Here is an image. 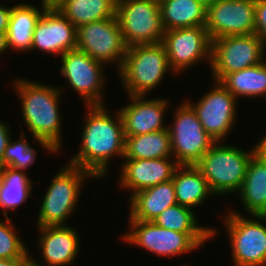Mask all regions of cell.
<instances>
[{"mask_svg": "<svg viewBox=\"0 0 266 266\" xmlns=\"http://www.w3.org/2000/svg\"><path fill=\"white\" fill-rule=\"evenodd\" d=\"M168 70L166 48L162 43L127 47L119 78L128 96H146L162 82Z\"/></svg>", "mask_w": 266, "mask_h": 266, "instance_id": "3957f363", "label": "cell"}, {"mask_svg": "<svg viewBox=\"0 0 266 266\" xmlns=\"http://www.w3.org/2000/svg\"><path fill=\"white\" fill-rule=\"evenodd\" d=\"M177 203L191 209L213 197L207 180L195 165H179L173 175Z\"/></svg>", "mask_w": 266, "mask_h": 266, "instance_id": "7402d4cb", "label": "cell"}, {"mask_svg": "<svg viewBox=\"0 0 266 266\" xmlns=\"http://www.w3.org/2000/svg\"><path fill=\"white\" fill-rule=\"evenodd\" d=\"M24 266H37V265H35L30 259H28L24 264Z\"/></svg>", "mask_w": 266, "mask_h": 266, "instance_id": "ab89813d", "label": "cell"}, {"mask_svg": "<svg viewBox=\"0 0 266 266\" xmlns=\"http://www.w3.org/2000/svg\"><path fill=\"white\" fill-rule=\"evenodd\" d=\"M238 194L249 215H266V162L256 153L248 163Z\"/></svg>", "mask_w": 266, "mask_h": 266, "instance_id": "44dd1931", "label": "cell"}, {"mask_svg": "<svg viewBox=\"0 0 266 266\" xmlns=\"http://www.w3.org/2000/svg\"><path fill=\"white\" fill-rule=\"evenodd\" d=\"M237 99L266 98V60L259 65L226 74L219 81Z\"/></svg>", "mask_w": 266, "mask_h": 266, "instance_id": "4316f807", "label": "cell"}, {"mask_svg": "<svg viewBox=\"0 0 266 266\" xmlns=\"http://www.w3.org/2000/svg\"><path fill=\"white\" fill-rule=\"evenodd\" d=\"M117 0H63L56 8L77 28L116 16Z\"/></svg>", "mask_w": 266, "mask_h": 266, "instance_id": "484cf974", "label": "cell"}, {"mask_svg": "<svg viewBox=\"0 0 266 266\" xmlns=\"http://www.w3.org/2000/svg\"><path fill=\"white\" fill-rule=\"evenodd\" d=\"M159 9L165 31L206 24L207 6L201 0H166Z\"/></svg>", "mask_w": 266, "mask_h": 266, "instance_id": "cb8c5ba5", "label": "cell"}, {"mask_svg": "<svg viewBox=\"0 0 266 266\" xmlns=\"http://www.w3.org/2000/svg\"><path fill=\"white\" fill-rule=\"evenodd\" d=\"M12 220L5 216V221L0 220V259L28 260L29 249L17 235Z\"/></svg>", "mask_w": 266, "mask_h": 266, "instance_id": "4dcf8cb0", "label": "cell"}, {"mask_svg": "<svg viewBox=\"0 0 266 266\" xmlns=\"http://www.w3.org/2000/svg\"><path fill=\"white\" fill-rule=\"evenodd\" d=\"M129 222L130 231L122 235V241L162 257H174L195 251L212 238V233H180L164 229L153 221Z\"/></svg>", "mask_w": 266, "mask_h": 266, "instance_id": "8992f818", "label": "cell"}, {"mask_svg": "<svg viewBox=\"0 0 266 266\" xmlns=\"http://www.w3.org/2000/svg\"><path fill=\"white\" fill-rule=\"evenodd\" d=\"M170 134L172 156L179 165H195L215 140L204 130L192 106L183 101L174 112Z\"/></svg>", "mask_w": 266, "mask_h": 266, "instance_id": "30bf717a", "label": "cell"}, {"mask_svg": "<svg viewBox=\"0 0 266 266\" xmlns=\"http://www.w3.org/2000/svg\"><path fill=\"white\" fill-rule=\"evenodd\" d=\"M7 50V34L6 32H0V54H4V52Z\"/></svg>", "mask_w": 266, "mask_h": 266, "instance_id": "8d00e7d4", "label": "cell"}, {"mask_svg": "<svg viewBox=\"0 0 266 266\" xmlns=\"http://www.w3.org/2000/svg\"><path fill=\"white\" fill-rule=\"evenodd\" d=\"M214 81L209 92L194 103L187 101L195 110L204 130L215 140L222 142L232 131L237 117V99L219 81ZM231 130V131H230Z\"/></svg>", "mask_w": 266, "mask_h": 266, "instance_id": "5bb4252c", "label": "cell"}, {"mask_svg": "<svg viewBox=\"0 0 266 266\" xmlns=\"http://www.w3.org/2000/svg\"><path fill=\"white\" fill-rule=\"evenodd\" d=\"M60 59L62 62V67L59 68L60 74L68 80L69 86L82 97L85 105L106 106L102 97L104 84H106L105 68H103L105 64L78 49L65 52Z\"/></svg>", "mask_w": 266, "mask_h": 266, "instance_id": "7c38bea8", "label": "cell"}, {"mask_svg": "<svg viewBox=\"0 0 266 266\" xmlns=\"http://www.w3.org/2000/svg\"><path fill=\"white\" fill-rule=\"evenodd\" d=\"M205 29L212 40L255 33V0H219L207 6Z\"/></svg>", "mask_w": 266, "mask_h": 266, "instance_id": "9a60e30c", "label": "cell"}, {"mask_svg": "<svg viewBox=\"0 0 266 266\" xmlns=\"http://www.w3.org/2000/svg\"><path fill=\"white\" fill-rule=\"evenodd\" d=\"M250 217L245 218L232 209L223 220L234 266H266V226L262 223L266 215Z\"/></svg>", "mask_w": 266, "mask_h": 266, "instance_id": "52a82bcc", "label": "cell"}, {"mask_svg": "<svg viewBox=\"0 0 266 266\" xmlns=\"http://www.w3.org/2000/svg\"><path fill=\"white\" fill-rule=\"evenodd\" d=\"M63 55L77 49V27L56 7L45 8L36 22L31 49Z\"/></svg>", "mask_w": 266, "mask_h": 266, "instance_id": "2e32d148", "label": "cell"}, {"mask_svg": "<svg viewBox=\"0 0 266 266\" xmlns=\"http://www.w3.org/2000/svg\"><path fill=\"white\" fill-rule=\"evenodd\" d=\"M25 173L23 170L0 167V209H5L4 217L9 216L8 209L16 211L31 194L33 182Z\"/></svg>", "mask_w": 266, "mask_h": 266, "instance_id": "83f0119b", "label": "cell"}, {"mask_svg": "<svg viewBox=\"0 0 266 266\" xmlns=\"http://www.w3.org/2000/svg\"><path fill=\"white\" fill-rule=\"evenodd\" d=\"M53 176L40 203L37 227L65 225L79 201L82 185L95 178L89 171L67 164ZM84 181V182H83Z\"/></svg>", "mask_w": 266, "mask_h": 266, "instance_id": "5b68a950", "label": "cell"}, {"mask_svg": "<svg viewBox=\"0 0 266 266\" xmlns=\"http://www.w3.org/2000/svg\"><path fill=\"white\" fill-rule=\"evenodd\" d=\"M27 260L0 259V266H24Z\"/></svg>", "mask_w": 266, "mask_h": 266, "instance_id": "d590c367", "label": "cell"}, {"mask_svg": "<svg viewBox=\"0 0 266 266\" xmlns=\"http://www.w3.org/2000/svg\"><path fill=\"white\" fill-rule=\"evenodd\" d=\"M172 156L169 130L125 136L124 159H159Z\"/></svg>", "mask_w": 266, "mask_h": 266, "instance_id": "d4e9b609", "label": "cell"}, {"mask_svg": "<svg viewBox=\"0 0 266 266\" xmlns=\"http://www.w3.org/2000/svg\"><path fill=\"white\" fill-rule=\"evenodd\" d=\"M63 0H42L40 5L45 6L46 8L57 7Z\"/></svg>", "mask_w": 266, "mask_h": 266, "instance_id": "74e56055", "label": "cell"}, {"mask_svg": "<svg viewBox=\"0 0 266 266\" xmlns=\"http://www.w3.org/2000/svg\"><path fill=\"white\" fill-rule=\"evenodd\" d=\"M152 2H155V3H158V4H161L162 2L166 1V0H150Z\"/></svg>", "mask_w": 266, "mask_h": 266, "instance_id": "60d3db41", "label": "cell"}, {"mask_svg": "<svg viewBox=\"0 0 266 266\" xmlns=\"http://www.w3.org/2000/svg\"><path fill=\"white\" fill-rule=\"evenodd\" d=\"M129 220L153 221L168 207L177 204L173 181L138 191L129 198Z\"/></svg>", "mask_w": 266, "mask_h": 266, "instance_id": "ffe728a7", "label": "cell"}, {"mask_svg": "<svg viewBox=\"0 0 266 266\" xmlns=\"http://www.w3.org/2000/svg\"><path fill=\"white\" fill-rule=\"evenodd\" d=\"M147 96H128L130 103L118 110L125 136H137L167 129L163 122L170 103L164 98L147 99ZM147 99V100H145Z\"/></svg>", "mask_w": 266, "mask_h": 266, "instance_id": "ac0fdd59", "label": "cell"}, {"mask_svg": "<svg viewBox=\"0 0 266 266\" xmlns=\"http://www.w3.org/2000/svg\"><path fill=\"white\" fill-rule=\"evenodd\" d=\"M265 51L263 41L255 33L212 40V80L220 81L226 74L259 65L266 59Z\"/></svg>", "mask_w": 266, "mask_h": 266, "instance_id": "ba28073f", "label": "cell"}, {"mask_svg": "<svg viewBox=\"0 0 266 266\" xmlns=\"http://www.w3.org/2000/svg\"><path fill=\"white\" fill-rule=\"evenodd\" d=\"M77 49L105 65L114 63L119 70L127 52V45L117 17L79 26Z\"/></svg>", "mask_w": 266, "mask_h": 266, "instance_id": "8fae6325", "label": "cell"}, {"mask_svg": "<svg viewBox=\"0 0 266 266\" xmlns=\"http://www.w3.org/2000/svg\"><path fill=\"white\" fill-rule=\"evenodd\" d=\"M193 210L177 203L164 210L153 222L164 229L180 233H212L213 238L218 230L213 227L199 225Z\"/></svg>", "mask_w": 266, "mask_h": 266, "instance_id": "f1b7e54d", "label": "cell"}, {"mask_svg": "<svg viewBox=\"0 0 266 266\" xmlns=\"http://www.w3.org/2000/svg\"><path fill=\"white\" fill-rule=\"evenodd\" d=\"M9 127L10 125L8 126V124L2 120L0 121V163L2 162L7 143L12 136Z\"/></svg>", "mask_w": 266, "mask_h": 266, "instance_id": "d6a6232c", "label": "cell"}, {"mask_svg": "<svg viewBox=\"0 0 266 266\" xmlns=\"http://www.w3.org/2000/svg\"><path fill=\"white\" fill-rule=\"evenodd\" d=\"M37 155V151L27 141V137L22 132L20 138L15 141L10 138L7 143L2 162L0 167H10L16 170H27L34 161Z\"/></svg>", "mask_w": 266, "mask_h": 266, "instance_id": "f546056e", "label": "cell"}, {"mask_svg": "<svg viewBox=\"0 0 266 266\" xmlns=\"http://www.w3.org/2000/svg\"><path fill=\"white\" fill-rule=\"evenodd\" d=\"M256 154L266 162V134L255 145Z\"/></svg>", "mask_w": 266, "mask_h": 266, "instance_id": "e575fe53", "label": "cell"}, {"mask_svg": "<svg viewBox=\"0 0 266 266\" xmlns=\"http://www.w3.org/2000/svg\"><path fill=\"white\" fill-rule=\"evenodd\" d=\"M162 44L166 48L171 72H184L186 68L209 61L211 66L212 41L205 26L177 28L165 31Z\"/></svg>", "mask_w": 266, "mask_h": 266, "instance_id": "4fadbf2b", "label": "cell"}, {"mask_svg": "<svg viewBox=\"0 0 266 266\" xmlns=\"http://www.w3.org/2000/svg\"><path fill=\"white\" fill-rule=\"evenodd\" d=\"M255 153V146L247 152L219 141L212 145L195 166L207 180L214 195L237 194L242 187L248 163Z\"/></svg>", "mask_w": 266, "mask_h": 266, "instance_id": "277c9868", "label": "cell"}, {"mask_svg": "<svg viewBox=\"0 0 266 266\" xmlns=\"http://www.w3.org/2000/svg\"><path fill=\"white\" fill-rule=\"evenodd\" d=\"M45 8L41 5L40 11L39 7L27 3L12 6L6 32L8 49L20 52L30 51L36 22Z\"/></svg>", "mask_w": 266, "mask_h": 266, "instance_id": "603a6c76", "label": "cell"}, {"mask_svg": "<svg viewBox=\"0 0 266 266\" xmlns=\"http://www.w3.org/2000/svg\"><path fill=\"white\" fill-rule=\"evenodd\" d=\"M116 17L127 47L162 43L165 30L158 3L117 0Z\"/></svg>", "mask_w": 266, "mask_h": 266, "instance_id": "9c48e42d", "label": "cell"}, {"mask_svg": "<svg viewBox=\"0 0 266 266\" xmlns=\"http://www.w3.org/2000/svg\"><path fill=\"white\" fill-rule=\"evenodd\" d=\"M255 34L266 47V0H255Z\"/></svg>", "mask_w": 266, "mask_h": 266, "instance_id": "1f68e13d", "label": "cell"}, {"mask_svg": "<svg viewBox=\"0 0 266 266\" xmlns=\"http://www.w3.org/2000/svg\"><path fill=\"white\" fill-rule=\"evenodd\" d=\"M11 8L0 5V32H7L11 16Z\"/></svg>", "mask_w": 266, "mask_h": 266, "instance_id": "836d02e7", "label": "cell"}, {"mask_svg": "<svg viewBox=\"0 0 266 266\" xmlns=\"http://www.w3.org/2000/svg\"><path fill=\"white\" fill-rule=\"evenodd\" d=\"M37 241L44 263L29 259L37 266H69L74 263L80 248V238L74 227L66 225L37 227ZM32 257V258H31ZM46 264V265H45Z\"/></svg>", "mask_w": 266, "mask_h": 266, "instance_id": "d6986e66", "label": "cell"}, {"mask_svg": "<svg viewBox=\"0 0 266 266\" xmlns=\"http://www.w3.org/2000/svg\"><path fill=\"white\" fill-rule=\"evenodd\" d=\"M81 146L68 164L89 171L97 179L105 177L111 158H124L125 134L120 112L111 115L104 105H86Z\"/></svg>", "mask_w": 266, "mask_h": 266, "instance_id": "6da1fadb", "label": "cell"}, {"mask_svg": "<svg viewBox=\"0 0 266 266\" xmlns=\"http://www.w3.org/2000/svg\"><path fill=\"white\" fill-rule=\"evenodd\" d=\"M118 185L131 191V197L138 191L173 179L179 166L173 157L159 159H124Z\"/></svg>", "mask_w": 266, "mask_h": 266, "instance_id": "e0dca14e", "label": "cell"}, {"mask_svg": "<svg viewBox=\"0 0 266 266\" xmlns=\"http://www.w3.org/2000/svg\"><path fill=\"white\" fill-rule=\"evenodd\" d=\"M206 6H208L209 4L215 3L218 0H201Z\"/></svg>", "mask_w": 266, "mask_h": 266, "instance_id": "f35d334b", "label": "cell"}, {"mask_svg": "<svg viewBox=\"0 0 266 266\" xmlns=\"http://www.w3.org/2000/svg\"><path fill=\"white\" fill-rule=\"evenodd\" d=\"M14 87L22 106L25 126L43 149L57 154L62 149L61 89L24 78L14 79Z\"/></svg>", "mask_w": 266, "mask_h": 266, "instance_id": "7a4b0ae2", "label": "cell"}]
</instances>
